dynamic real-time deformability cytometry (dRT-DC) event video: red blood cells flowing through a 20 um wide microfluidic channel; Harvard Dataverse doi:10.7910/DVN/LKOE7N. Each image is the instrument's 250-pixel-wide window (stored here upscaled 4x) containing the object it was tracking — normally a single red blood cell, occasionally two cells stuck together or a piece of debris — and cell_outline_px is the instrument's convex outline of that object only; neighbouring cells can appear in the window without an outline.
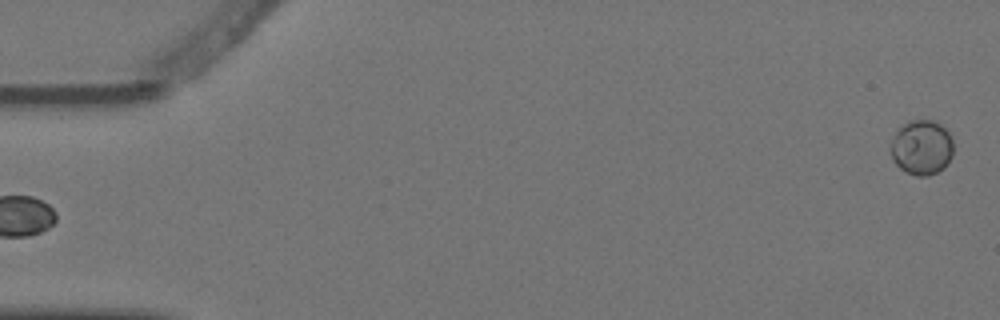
{"species": "Egyptian fruit bat (a non-hibernating species)", "species_latin": "Rousettus aegyptiacus", "temperature_condition": "warm", "stored_images_in_passage": 4, "segment_of_instrument_passage": [2, 2], "camera_frame_rate_fps": 3000, "um_per_image_px": 0.085, "animal": {"sex": "female"}, "frame": {"image": 1, "passage_image": 4, "time_ms": 1.0, "image_size_px": [1000, 320], "cell_outline_px": [[952, 156], [944, 168], [928, 176], [916, 176], [904, 172], [892, 160], [892, 140], [896, 132], [908, 120], [936, 120], [948, 132], [952, 140]], "centroid_in_image_um": [78.35, 12.54], "position_along_channel_um": 6.7, "area_um2": 20.0}}